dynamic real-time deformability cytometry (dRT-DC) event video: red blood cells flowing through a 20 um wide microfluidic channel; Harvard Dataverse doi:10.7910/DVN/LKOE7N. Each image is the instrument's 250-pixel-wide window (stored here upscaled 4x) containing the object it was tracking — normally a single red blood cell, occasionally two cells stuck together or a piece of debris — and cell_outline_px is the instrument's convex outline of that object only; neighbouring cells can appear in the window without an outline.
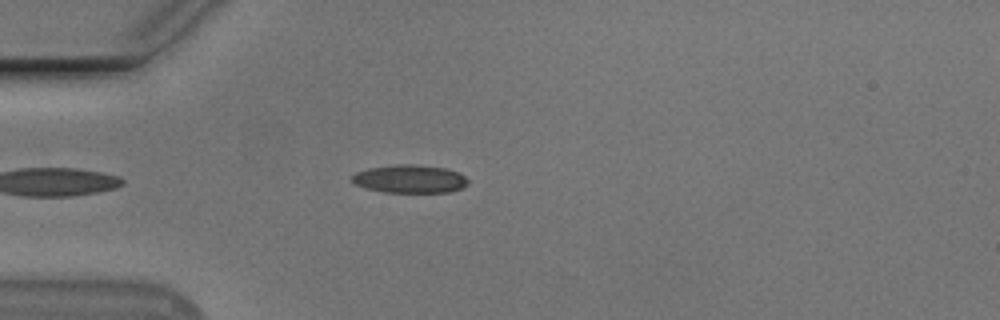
{"species": "Egyptian fruit bat (a non-hibernating species)", "species_latin": "Rousettus aegyptiacus", "temperature_condition": "cold", "stored_images_in_passage": 20, "camera_frame_rate_fps": 3000, "um_per_image_px": 0.085, "animal": {"sex": "male"}, "frame": {"image": 1, "passage_image": 5, "time_ms": 1.333, "image_size_px": [1000, 320], "cell_outline_px": [[468, 184], [460, 188], [448, 192], [384, 192], [368, 188], [356, 184], [352, 180], [352, 176], [356, 172], [368, 168], [396, 164], [416, 164], [448, 168], [460, 172], [468, 180]], "centroid_in_image_um": [34.87, 15.19], "position_along_channel_um": 50.1, "area_um2": 19.02}}
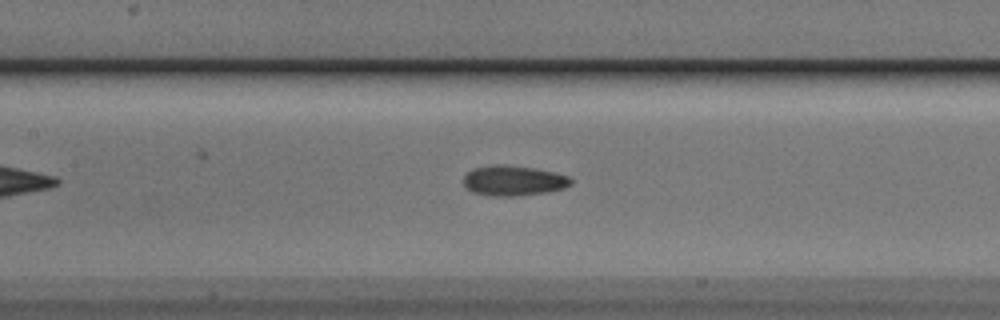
{"frame": {"image": 2, "passage_image": 15, "time_ms": 4.667, "image_size_px": [1000, 320], "cell_outline_px": [[572, 184], [564, 188], [544, 192], [512, 196], [492, 196], [472, 192], [464, 184], [464, 176], [472, 168], [492, 164], [508, 164], [536, 168], [568, 176], [572, 180]], "centroid_in_image_um": [43.62, 15.33], "position_along_channel_um": 163.8, "area_um2": 18.9}}
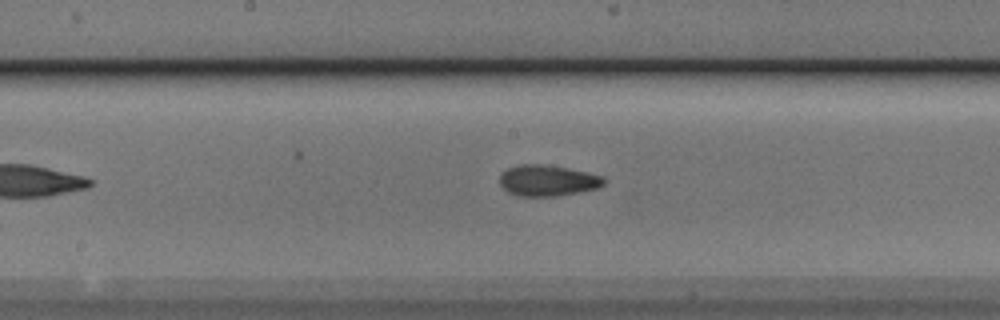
{"frame": {"image": 3, "passage_image": 18, "time_ms": 5.667, "image_size_px": [1000, 320], "cell_outline_px": [[608, 180], [604, 184], [596, 188], [556, 196], [516, 196], [508, 192], [500, 184], [500, 172], [508, 168], [520, 164], [544, 164], [568, 168], [604, 176]], "centroid_in_image_um": [46.53, 15.33], "position_along_channel_um": 201.7, "area_um2": 18.9}}